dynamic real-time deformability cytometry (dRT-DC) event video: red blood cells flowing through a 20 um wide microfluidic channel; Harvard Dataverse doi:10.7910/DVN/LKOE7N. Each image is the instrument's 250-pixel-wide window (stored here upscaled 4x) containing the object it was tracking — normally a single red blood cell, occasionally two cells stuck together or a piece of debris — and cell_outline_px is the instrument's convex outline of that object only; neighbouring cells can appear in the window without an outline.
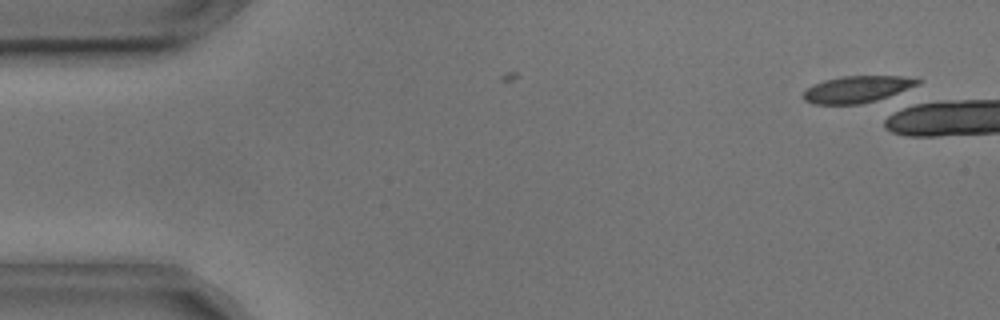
{"species": "common noctule bat (a hibernating species)", "species_latin": "Nyctalus noctula", "temperature_condition": "cold", "stored_images_in_passage": 6, "camera_frame_rate_fps": 3000, "um_per_image_px": 0.085, "animal": {"sex": "male", "body_mass_g": 17.9, "forearm_length_mm": 54.2}, "frame": {"image": 1, "passage_image": 2, "time_ms": 0.333, "image_size_px": [1000, 320], "cell_outline_px": [[924, 80], [920, 84], [888, 96], [876, 100], [860, 104], [812, 104], [804, 100], [800, 96], [812, 84], [824, 80], [840, 76], [900, 76]], "centroid_in_image_um": [72.81, 7.58], "position_along_channel_um": 12.2, "area_um2": 17.86}}